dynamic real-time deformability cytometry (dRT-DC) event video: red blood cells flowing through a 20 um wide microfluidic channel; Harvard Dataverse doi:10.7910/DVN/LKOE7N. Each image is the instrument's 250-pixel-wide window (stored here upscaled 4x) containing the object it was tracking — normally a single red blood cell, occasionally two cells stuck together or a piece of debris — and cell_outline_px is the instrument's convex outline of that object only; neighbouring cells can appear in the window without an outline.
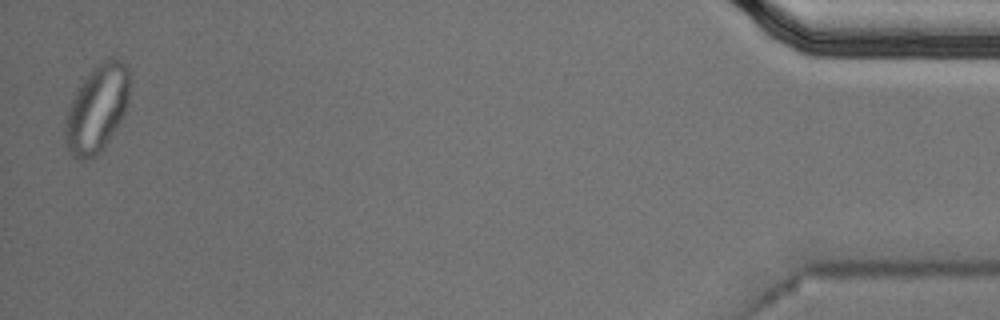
{"species": "Egyptian fruit bat (a non-hibernating species)", "species_latin": "Rousettus aegyptiacus", "temperature_condition": "cold", "stored_images_in_passage": 57, "segment_of_instrument_passage": [2, 2], "camera_frame_rate_fps": 3000, "um_per_image_px": 0.085, "animal": {"sex": "male"}, "frame": {"image": 1, "passage_image": 56, "time_ms": 18.333, "image_size_px": [1000, 320], "cell_outline_px": [[132, 80], [128, 104], [124, 116], [104, 148], [96, 156], [84, 160], [76, 160], [68, 152], [64, 144], [64, 128], [68, 112], [72, 100], [80, 84], [104, 60], [112, 56], [116, 56], [128, 64], [132, 72]], "centroid_in_image_um": [8.31, 9.24], "position_along_channel_um": 426.9, "area_um2": 33.47}}